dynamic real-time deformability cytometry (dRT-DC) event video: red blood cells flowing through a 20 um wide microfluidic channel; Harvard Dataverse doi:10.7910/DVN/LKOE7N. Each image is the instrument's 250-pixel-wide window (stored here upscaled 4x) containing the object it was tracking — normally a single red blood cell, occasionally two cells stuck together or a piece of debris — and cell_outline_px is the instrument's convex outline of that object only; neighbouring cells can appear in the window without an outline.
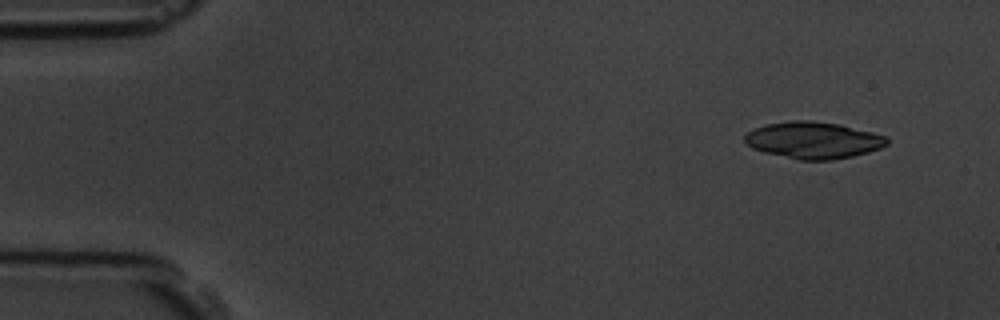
{"species": "common noctule bat (a hibernating species)", "species_latin": "Nyctalus noctula", "temperature_condition": "room temperature", "stored_images_in_passage": 5, "camera_frame_rate_fps": 3000, "um_per_image_px": 0.085, "animal": {"sex": "male", "body_mass_g": 19.5, "forearm_length_mm": 54.6}, "frame": {"image": 1, "passage_image": 1, "time_ms": 0.0, "image_size_px": [1000, 320], "cell_outline_px": [[888, 144], [880, 148], [868, 152], [852, 156], [832, 160], [800, 160], [764, 152], [752, 148], [744, 144], [744, 136], [748, 132], [764, 124], [792, 120], [812, 120], [840, 124], [872, 132], [884, 136], [888, 140]], "centroid_in_image_um": [69.1, 11.91], "position_along_channel_um": 15.9, "area_um2": 30.52}}